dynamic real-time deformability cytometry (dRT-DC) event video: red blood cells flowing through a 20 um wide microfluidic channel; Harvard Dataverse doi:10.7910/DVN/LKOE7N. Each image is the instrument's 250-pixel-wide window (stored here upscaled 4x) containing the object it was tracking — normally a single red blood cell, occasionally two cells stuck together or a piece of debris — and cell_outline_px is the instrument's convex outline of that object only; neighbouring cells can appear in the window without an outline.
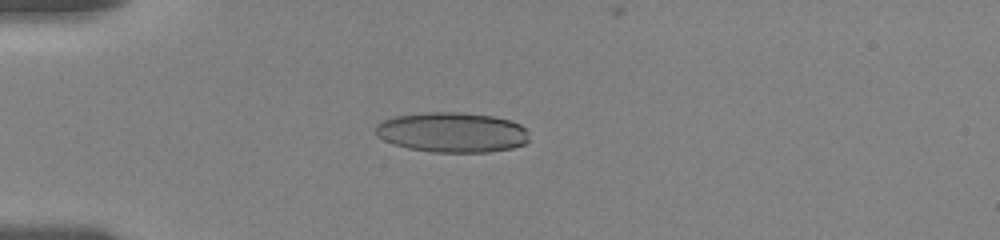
{"species": "human", "species_latin": "Homo sapiens", "temperature_condition": "room temperature", "stored_images_in_passage": 48, "camera_frame_rate_fps": 3000, "um_per_image_px": 0.085, "donor": {"sex": "female"}, "frame": {"image": 1, "passage_image": 19, "time_ms": 5.0, "image_size_px": [1000, 240], "cell_outline_px": [[528, 140], [524, 144], [512, 148], [488, 152], [432, 152], [408, 148], [392, 144], [376, 136], [372, 132], [376, 124], [384, 120], [396, 116], [428, 112], [460, 112], [492, 116], [512, 120], [520, 124], [528, 132]], "centroid_in_image_um": [38.4, 11.25], "position_along_channel_um": 46.6, "area_um2": 36.13}}
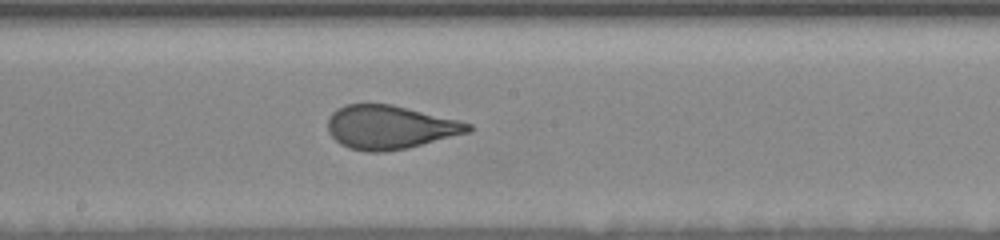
{"frame": {"image": 2, "passage_image": 36, "time_ms": 10.333, "image_size_px": [1000, 240], "cell_outline_px": [[472, 132], [408, 148], [384, 152], [368, 152], [348, 148], [340, 144], [328, 132], [328, 120], [332, 112], [348, 104], [392, 104], [460, 120], [472, 124]], "centroid_in_image_um": [33.18, 10.82], "position_along_channel_um": 215.0, "area_um2": 35.89}}
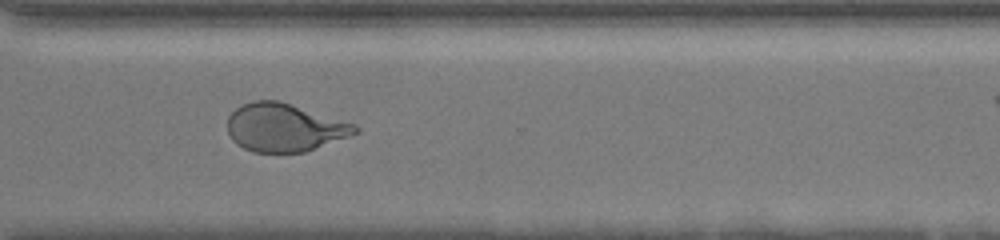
{"frame": {"image": 3, "passage_image": 47, "time_ms": 14.0, "image_size_px": [1000, 240], "cell_outline_px": [[360, 132], [304, 152], [252, 152], [236, 144], [232, 140], [228, 132], [228, 116], [236, 108], [252, 100], [280, 100], [356, 124], [360, 128]], "centroid_in_image_um": [24.18, 10.83], "position_along_channel_um": 346.4, "area_um2": 35.84}}